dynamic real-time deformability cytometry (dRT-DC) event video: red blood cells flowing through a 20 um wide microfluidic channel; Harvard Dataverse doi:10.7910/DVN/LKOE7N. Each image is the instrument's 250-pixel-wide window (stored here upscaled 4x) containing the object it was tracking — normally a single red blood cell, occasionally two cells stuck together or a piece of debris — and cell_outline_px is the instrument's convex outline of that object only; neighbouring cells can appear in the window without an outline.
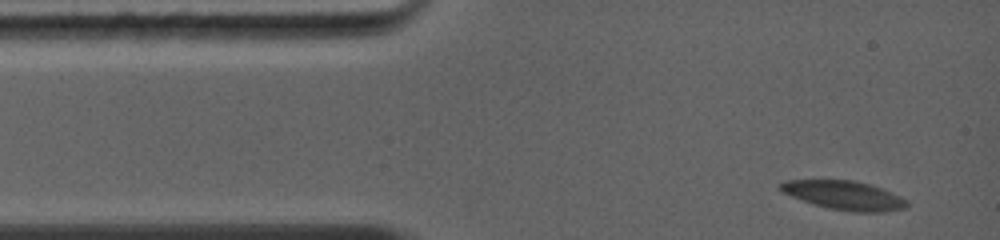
{"species": "common noctule bat (a hibernating species)", "species_latin": "Nyctalus noctula", "temperature_condition": "warm", "stored_images_in_passage": 10, "camera_frame_rate_fps": 5000, "um_per_image_px": 0.085, "animal": {"sex": "female", "body_mass_g": 19.0, "forearm_length_mm": 56.7}, "frame": {"image": 1, "passage_image": 1, "time_ms": 0.0, "image_size_px": [1000, 240], "cell_outline_px": [[908, 208], [884, 212], [852, 212], [828, 208], [780, 192], [776, 188], [784, 180], [852, 180], [868, 184], [880, 188], [900, 196], [908, 200]], "centroid_in_image_um": [71.75, 16.6], "position_along_channel_um": 13.2, "area_um2": 21.27}}
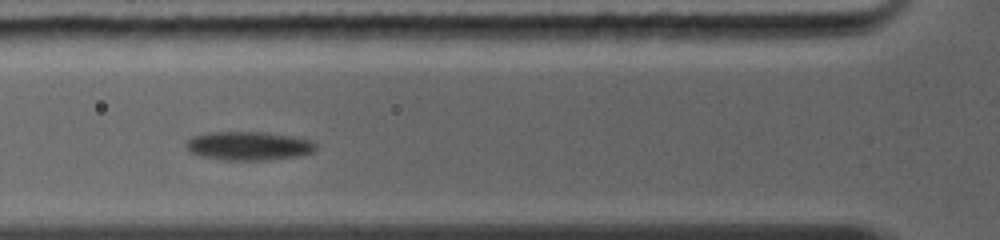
{"frame": {"image": 2, "passage_image": 6, "time_ms": 3.6, "image_size_px": [1000, 240], "cell_outline_px": [[316, 148], [312, 152], [300, 156], [264, 160], [224, 160], [200, 156], [188, 152], [184, 144], [192, 136], [208, 132], [264, 132], [292, 136], [312, 140], [316, 144]], "centroid_in_image_um": [21.1, 12.4], "position_along_channel_um": 104.7, "area_um2": 21.91}}
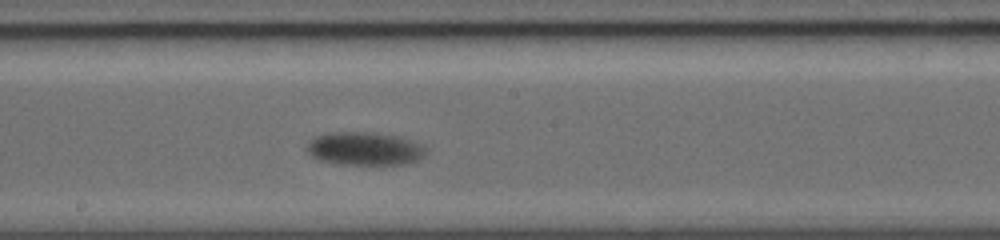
{"frame": {"image": 3, "passage_image": 10, "time_ms": 6.4, "image_size_px": [1000, 240], "cell_outline_px": [[428, 152], [416, 160], [400, 164], [344, 164], [320, 160], [312, 156], [308, 152], [308, 144], [316, 136], [332, 132], [368, 132], [396, 136], [420, 144]], "centroid_in_image_um": [30.98, 12.63], "position_along_channel_um": 217.2, "area_um2": 22.43}}